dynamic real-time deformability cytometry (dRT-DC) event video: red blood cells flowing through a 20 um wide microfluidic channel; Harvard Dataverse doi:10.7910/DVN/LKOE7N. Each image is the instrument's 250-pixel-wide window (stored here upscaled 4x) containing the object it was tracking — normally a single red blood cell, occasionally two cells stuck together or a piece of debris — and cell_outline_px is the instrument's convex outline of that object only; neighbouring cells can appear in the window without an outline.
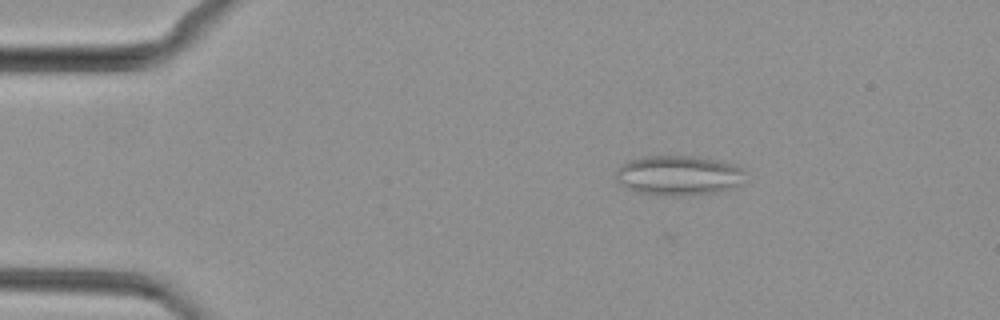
{"species": "common noctule bat (a hibernating species)", "species_latin": "Nyctalus noctula", "temperature_condition": "cold", "stored_images_in_passage": 47, "camera_frame_rate_fps": 3000, "um_per_image_px": 0.085, "animal": {"sex": "female", "body_mass_g": 29.2, "forearm_length_mm": 56.3}, "frame": {"image": 1, "passage_image": 7, "time_ms": 2.0, "image_size_px": [1000, 320], "cell_outline_px": [[744, 184], [732, 188], [716, 192], [680, 196], [656, 196], [636, 192], [620, 184], [616, 180], [616, 172], [628, 160], [640, 156], [692, 156], [712, 160], [728, 164], [740, 168], [744, 172]], "centroid_in_image_um": [57.64, 14.94], "position_along_channel_um": 27.4, "area_um2": 30.0}}
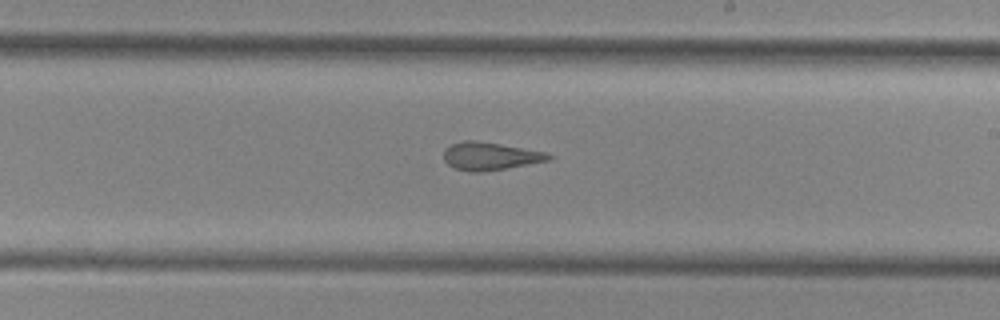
{"frame": {"image": 2, "passage_image": 27, "time_ms": 8.667, "image_size_px": [1000, 320], "cell_outline_px": [[552, 160], [480, 172], [468, 172], [456, 168], [448, 164], [444, 160], [444, 148], [452, 144], [464, 140], [476, 140], [500, 144], [544, 152], [552, 156]], "centroid_in_image_um": [41.62, 13.27], "position_along_channel_um": 247.4, "area_um2": 16.82}}
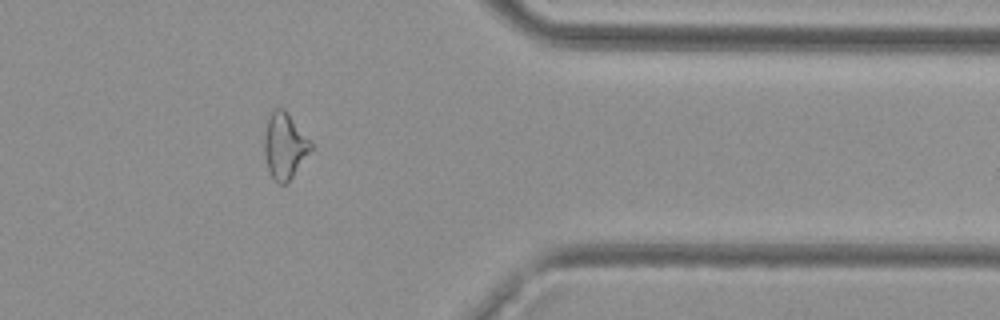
{"frame": {"image": 3, "passage_image": 38, "time_ms": 12.333, "image_size_px": [1000, 320], "cell_outline_px": [[316, 148], [288, 184], [280, 184], [272, 176], [268, 168], [264, 156], [264, 136], [268, 116], [276, 108], [284, 108]], "centroid_in_image_um": [24.24, 12.44], "position_along_channel_um": 387.2, "area_um2": 18.32}}